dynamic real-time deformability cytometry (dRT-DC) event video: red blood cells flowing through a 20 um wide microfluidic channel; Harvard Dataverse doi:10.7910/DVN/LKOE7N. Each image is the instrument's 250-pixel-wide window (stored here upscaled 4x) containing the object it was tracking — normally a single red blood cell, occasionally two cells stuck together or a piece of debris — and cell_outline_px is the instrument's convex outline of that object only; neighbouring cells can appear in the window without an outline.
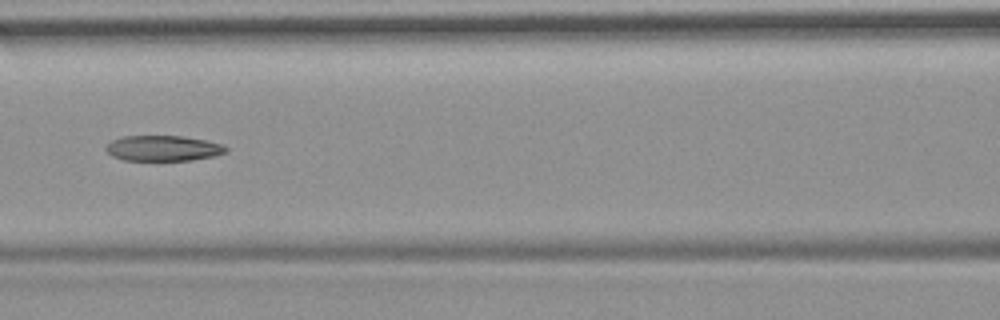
{"species": "common noctule bat (a hibernating species)", "species_latin": "Nyctalus noctula", "temperature_condition": "room temperature", "stored_images_in_passage": 6, "camera_frame_rate_fps": 3000, "um_per_image_px": 0.085, "animal": {"sex": "female", "body_mass_g": 19.9}, "frame": {"image": 1, "passage_image": 3, "time_ms": 2.333, "image_size_px": [1000, 320], "cell_outline_px": [[228, 152], [216, 156], [192, 160], [124, 160], [112, 156], [104, 148], [112, 140], [124, 136], [184, 136], [224, 144], [228, 148]], "centroid_in_image_um": [13.91, 12.6], "position_along_channel_um": 152.7, "area_um2": 17.92}}
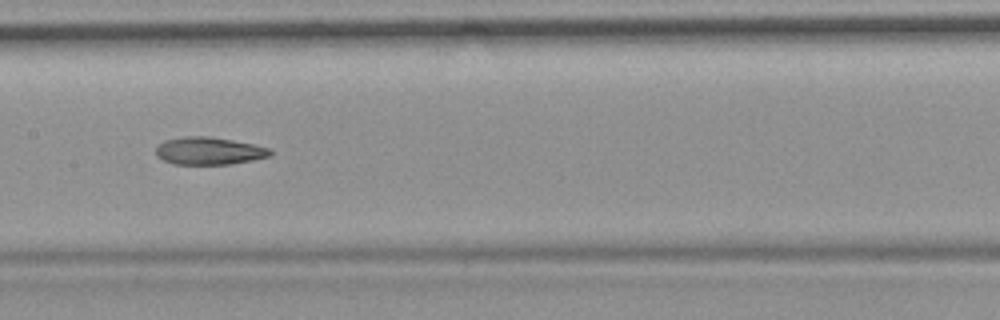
{"frame": {"image": 2, "passage_image": 4, "time_ms": 3.333, "image_size_px": [1000, 320], "cell_outline_px": [[272, 156], [252, 160], [228, 164], [172, 164], [156, 156], [156, 148], [164, 140], [184, 136], [212, 136], [272, 148]], "centroid_in_image_um": [17.78, 12.82], "position_along_channel_um": 189.6, "area_um2": 18.44}}